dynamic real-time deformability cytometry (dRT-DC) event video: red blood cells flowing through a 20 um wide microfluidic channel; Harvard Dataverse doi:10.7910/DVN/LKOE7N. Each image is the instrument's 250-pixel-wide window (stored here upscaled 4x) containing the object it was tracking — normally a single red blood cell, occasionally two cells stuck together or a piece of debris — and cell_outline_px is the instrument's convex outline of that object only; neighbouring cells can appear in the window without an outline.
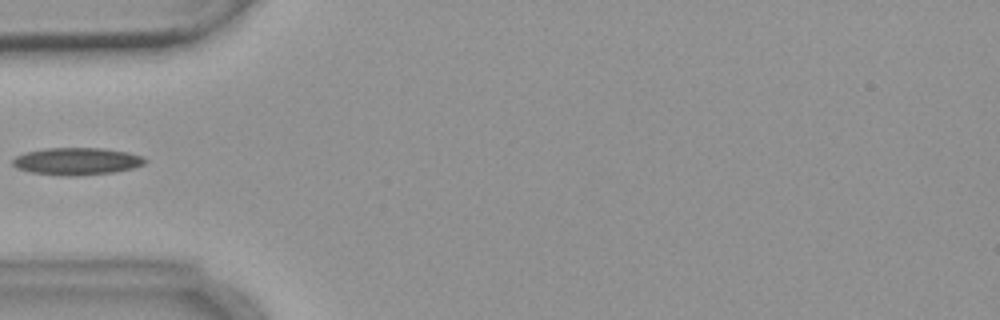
{"species": "common noctule bat (a hibernating species)", "species_latin": "Nyctalus noctula", "temperature_condition": "warm", "stored_images_in_passage": 3, "camera_frame_rate_fps": 3000, "um_per_image_px": 0.085, "animal": {"sex": "female", "body_mass_g": 18.4}, "frame": {"image": 1, "passage_image": 3, "time_ms": 2.333, "image_size_px": [1000, 320], "cell_outline_px": [[148, 160], [144, 164], [132, 168], [112, 172], [76, 176], [60, 176], [32, 172], [16, 168], [12, 164], [12, 160], [16, 156], [24, 152], [48, 148], [104, 148], [128, 152], [140, 156]], "centroid_in_image_um": [6.5, 13.71], "position_along_channel_um": 78.5, "area_um2": 21.04}}